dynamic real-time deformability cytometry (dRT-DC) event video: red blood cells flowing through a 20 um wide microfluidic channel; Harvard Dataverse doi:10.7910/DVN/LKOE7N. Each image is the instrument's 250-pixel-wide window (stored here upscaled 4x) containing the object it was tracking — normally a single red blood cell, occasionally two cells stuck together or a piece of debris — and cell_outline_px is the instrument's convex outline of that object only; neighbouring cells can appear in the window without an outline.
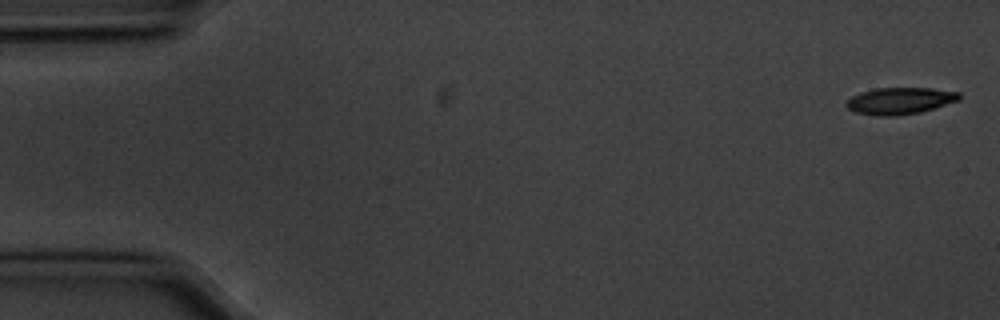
{"species": "common noctule bat (a hibernating species)", "species_latin": "Nyctalus noctula", "temperature_condition": "cold", "stored_images_in_passage": 6, "segment_of_instrument_passage": [1, 2], "camera_frame_rate_fps": 3000, "um_per_image_px": 0.085, "animal": {"sex": "male", "body_mass_g": 20.1, "forearm_length_mm": 53.5}, "frame": {"image": 1, "passage_image": 1, "time_ms": 0.0, "image_size_px": [1000, 320], "cell_outline_px": [[960, 100], [920, 112], [892, 116], [876, 116], [856, 112], [848, 108], [844, 104], [852, 96], [860, 92], [876, 88], [932, 88], [960, 92]], "centroid_in_image_um": [76.49, 8.56], "position_along_channel_um": 8.5, "area_um2": 17.57}}
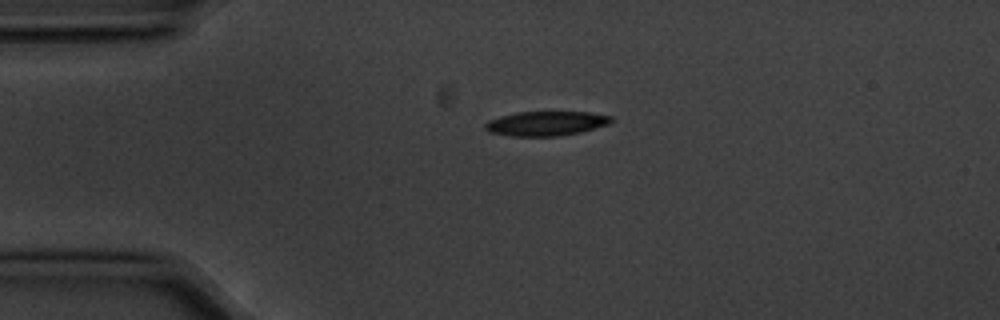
{"frame": {"image": 2, "passage_image": 4, "time_ms": 1.0, "image_size_px": [1000, 320], "cell_outline_px": [[616, 120], [608, 124], [580, 132], [556, 136], [512, 136], [488, 132], [484, 128], [484, 124], [488, 120], [500, 116], [516, 112], [588, 112], [612, 116]], "centroid_in_image_um": [46.4, 10.49], "position_along_channel_um": 38.6, "area_um2": 18.03}}